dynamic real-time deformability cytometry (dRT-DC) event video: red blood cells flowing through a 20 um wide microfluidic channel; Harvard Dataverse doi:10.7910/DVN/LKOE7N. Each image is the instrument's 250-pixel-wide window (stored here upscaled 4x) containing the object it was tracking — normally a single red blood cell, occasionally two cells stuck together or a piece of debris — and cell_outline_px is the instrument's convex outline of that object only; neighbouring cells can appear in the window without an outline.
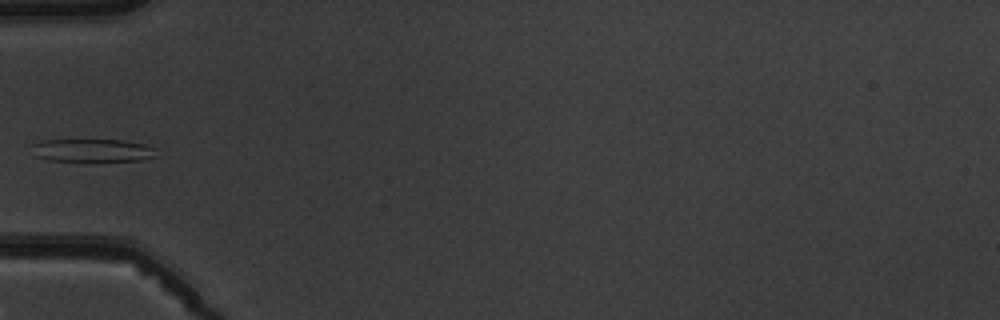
{"species": "common noctule bat (a hibernating species)", "species_latin": "Nyctalus noctula", "temperature_condition": "warm", "stored_images_in_passage": 6, "camera_frame_rate_fps": 3000, "um_per_image_px": 0.085, "animal": {"sex": "male", "body_mass_g": 19.5, "forearm_length_mm": 54.6}, "frame": {"image": 1, "passage_image": 6, "time_ms": 6.0, "image_size_px": [1000, 320], "cell_outline_px": [[156, 156], [140, 160], [48, 160], [32, 156], [28, 144], [40, 140], [124, 140], [144, 144], [156, 148]], "centroid_in_image_um": [7.74, 12.76], "position_along_channel_um": 77.3, "area_um2": 16.76}}